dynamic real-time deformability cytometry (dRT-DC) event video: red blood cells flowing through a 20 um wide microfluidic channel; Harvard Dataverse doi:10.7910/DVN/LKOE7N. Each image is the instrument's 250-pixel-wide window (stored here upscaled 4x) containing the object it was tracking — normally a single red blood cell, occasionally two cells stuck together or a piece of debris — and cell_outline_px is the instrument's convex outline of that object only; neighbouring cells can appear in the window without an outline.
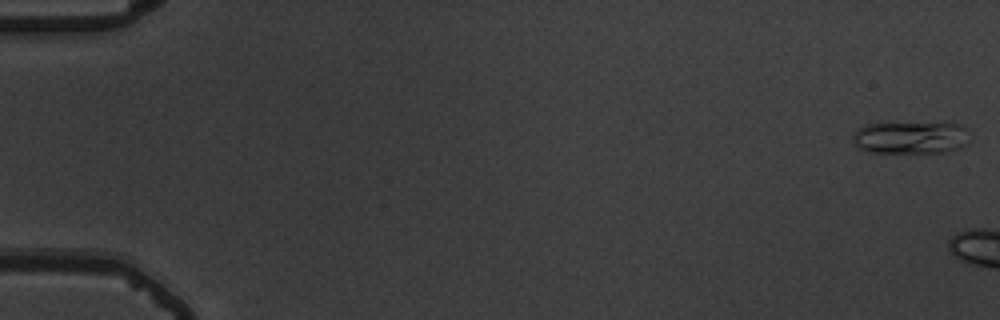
{"species": "common noctule bat (a hibernating species)", "species_latin": "Nyctalus noctula", "temperature_condition": "warm", "stored_images_in_passage": 10, "camera_frame_rate_fps": 3000, "um_per_image_px": 0.085, "animal": {"sex": "male", "body_mass_g": 19.5, "forearm_length_mm": 54.6}, "frame": {"image": 1, "passage_image": 1, "time_ms": 0.0, "image_size_px": [1000, 320], "cell_outline_px": [[968, 144], [960, 148], [948, 152], [868, 152], [856, 148], [852, 140], [852, 132], [856, 128], [864, 124], [944, 120], [952, 120], [960, 124], [964, 128]], "centroid_in_image_um": [77.39, 11.63], "position_along_channel_um": 7.6, "area_um2": 23.35}}